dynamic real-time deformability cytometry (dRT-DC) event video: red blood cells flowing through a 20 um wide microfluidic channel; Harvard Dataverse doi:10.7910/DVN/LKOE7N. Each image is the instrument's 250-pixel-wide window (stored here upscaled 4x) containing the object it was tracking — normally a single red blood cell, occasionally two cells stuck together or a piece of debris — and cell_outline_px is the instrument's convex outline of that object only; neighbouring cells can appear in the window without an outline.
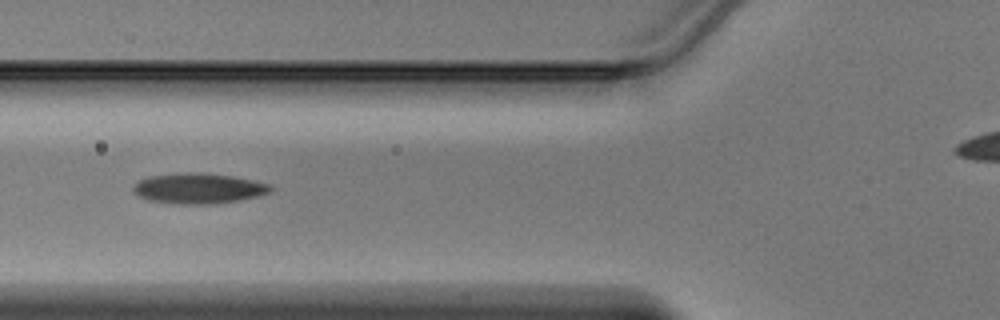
{"species": "Egyptian fruit bat (a non-hibernating species)", "species_latin": "Rousettus aegyptiacus", "temperature_condition": "warm", "stored_images_in_passage": 18, "camera_frame_rate_fps": 3000, "um_per_image_px": 0.085, "animal": {"sex": "male"}, "frame": {"image": 1, "passage_image": 6, "time_ms": 1.667, "image_size_px": [1000, 320], "cell_outline_px": [[276, 188], [268, 192], [256, 196], [240, 200], [212, 204], [180, 204], [148, 200], [140, 196], [132, 188], [140, 180], [148, 176], [188, 172], [204, 172], [232, 176], [272, 184]], "centroid_in_image_um": [16.92, 16.0], "position_along_channel_um": 108.9, "area_um2": 24.28}}
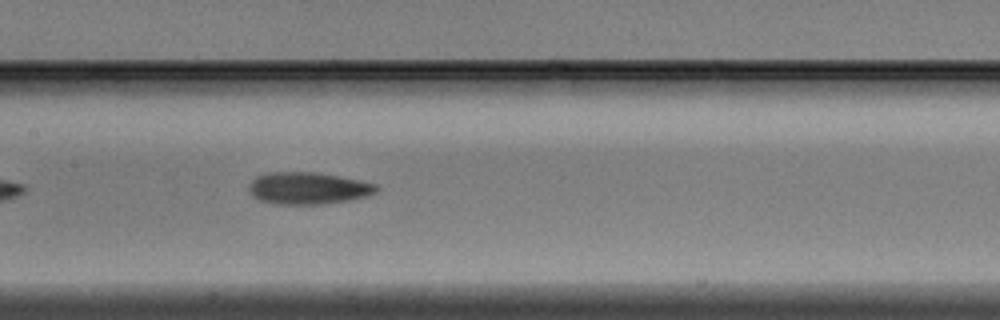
{"frame": {"image": 2, "passage_image": 11, "time_ms": 3.333, "image_size_px": [1000, 320], "cell_outline_px": [[380, 188], [376, 192], [364, 196], [344, 200], [316, 204], [276, 204], [260, 200], [252, 196], [248, 188], [248, 184], [256, 176], [268, 172], [316, 172], [340, 176], [360, 180], [376, 184]], "centroid_in_image_um": [26.14, 15.98], "position_along_channel_um": 181.3, "area_um2": 23.64}}